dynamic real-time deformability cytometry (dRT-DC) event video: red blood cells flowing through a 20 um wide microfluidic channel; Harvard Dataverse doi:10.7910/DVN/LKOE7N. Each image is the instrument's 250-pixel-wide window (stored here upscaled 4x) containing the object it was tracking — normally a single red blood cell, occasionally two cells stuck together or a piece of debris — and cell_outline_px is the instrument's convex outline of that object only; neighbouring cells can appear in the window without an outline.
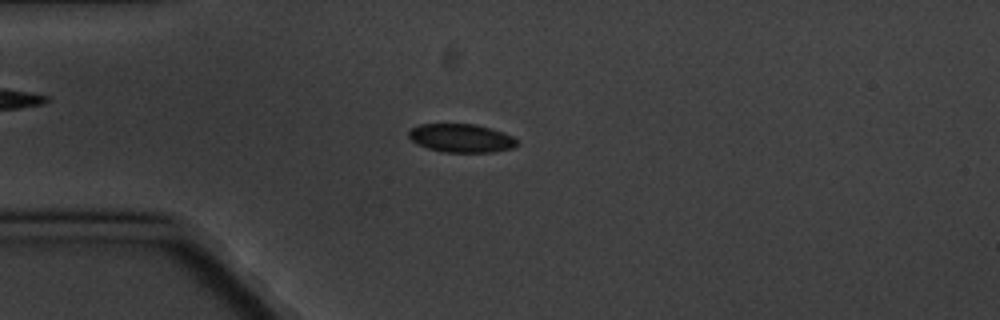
{"species": "common noctule bat (a hibernating species)", "species_latin": "Nyctalus noctula", "temperature_condition": "cold", "stored_images_in_passage": 6, "camera_frame_rate_fps": 3000, "um_per_image_px": 0.085, "animal": {"sex": "male", "body_mass_g": 20.1, "forearm_length_mm": 53.5}, "frame": {"image": 1, "passage_image": 3, "time_ms": 2.333, "image_size_px": [1000, 320], "cell_outline_px": [[516, 144], [512, 148], [492, 152], [444, 152], [428, 148], [416, 144], [408, 136], [408, 132], [412, 128], [420, 124], [476, 124], [504, 132], [512, 136], [516, 140]], "centroid_in_image_um": [39.18, 11.73], "position_along_channel_um": 45.8, "area_um2": 17.86}}